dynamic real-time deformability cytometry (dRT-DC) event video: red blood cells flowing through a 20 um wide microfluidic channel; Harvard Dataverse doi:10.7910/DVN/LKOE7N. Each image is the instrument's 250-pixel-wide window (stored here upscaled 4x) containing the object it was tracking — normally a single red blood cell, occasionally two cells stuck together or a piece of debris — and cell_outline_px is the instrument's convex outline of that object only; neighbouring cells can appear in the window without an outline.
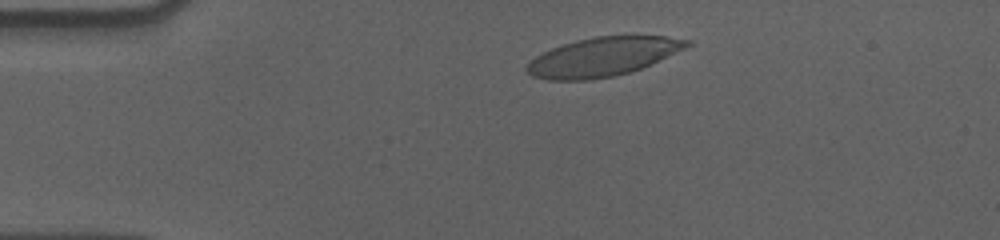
{"species": "human", "species_latin": "Homo sapiens", "temperature_condition": "cold", "stored_images_in_passage": 52, "camera_frame_rate_fps": 3000, "um_per_image_px": 0.085, "donor": {"sex": "male"}, "frame": {"image": 1, "passage_image": 6, "time_ms": 1.667, "image_size_px": [1000, 240], "cell_outline_px": [[692, 44], [684, 48], [640, 68], [628, 72], [612, 76], [588, 80], [548, 80], [532, 76], [524, 68], [536, 56], [552, 48], [576, 40], [596, 36], [664, 36], [692, 40]], "centroid_in_image_um": [51.21, 4.82], "position_along_channel_um": 33.8, "area_um2": 35.66}}
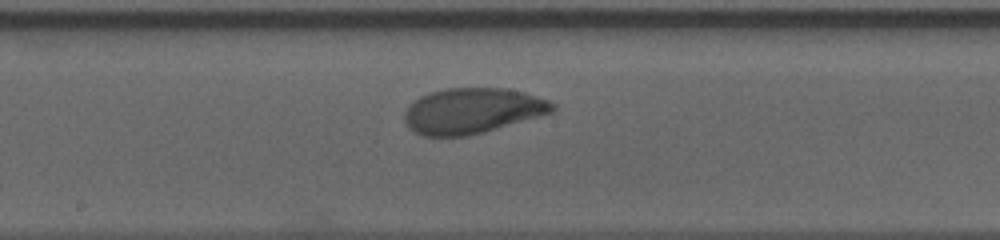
{"frame": {"image": 2, "passage_image": 25, "time_ms": 8.0, "image_size_px": [1000, 240], "cell_outline_px": [[556, 112], [484, 132], [468, 136], [420, 136], [412, 132], [408, 128], [404, 120], [404, 112], [408, 104], [420, 96], [428, 92], [444, 88], [508, 88], [524, 92], [548, 100], [556, 104]], "centroid_in_image_um": [40.13, 9.42], "position_along_channel_um": 208.1, "area_um2": 39.94}}
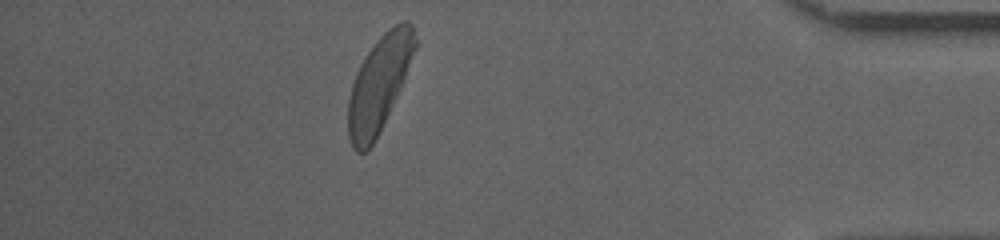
{"frame": {"image": 3, "passage_image": 45, "time_ms": 14.667, "image_size_px": [1000, 240], "cell_outline_px": [[416, 48], [392, 104], [372, 144], [364, 152], [356, 152], [352, 148], [348, 136], [348, 100], [352, 84], [356, 72], [364, 56], [376, 40], [388, 28], [400, 20], [408, 20], [412, 24], [416, 40]], "centroid_in_image_um": [32.19, 7.06], "position_along_channel_um": 403.0, "area_um2": 36.36}, "authors_computed_cell_mechanics": {"area_um2": 38.2058, "velocity_mm_per_s": 3.5469, "shape_relaxation_time_tau1_ms": 3.0544, "shape_relaxation_time_tau2_ms": 1.4815, "deformation_change_tau1": 0.1732, "deformation_change_tau2": 0.0685}}